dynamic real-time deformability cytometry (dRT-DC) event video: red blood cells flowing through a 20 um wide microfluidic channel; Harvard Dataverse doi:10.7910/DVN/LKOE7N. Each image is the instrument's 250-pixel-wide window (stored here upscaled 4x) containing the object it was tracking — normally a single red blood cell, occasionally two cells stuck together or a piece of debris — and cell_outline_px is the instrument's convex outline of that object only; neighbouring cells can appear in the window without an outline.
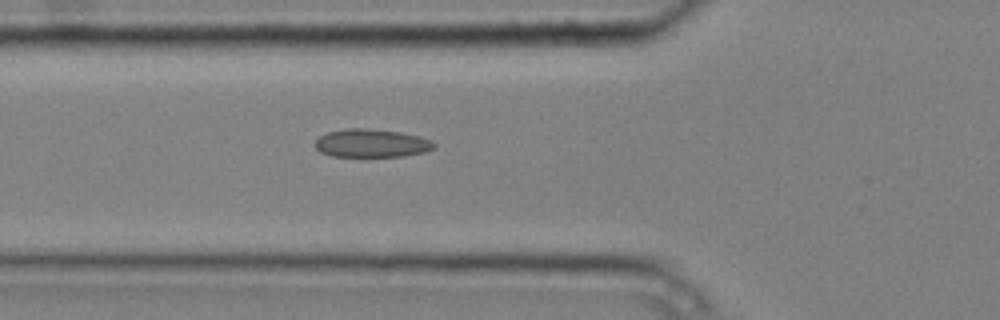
{"species": "common noctule bat (a hibernating species)", "species_latin": "Nyctalus noctula", "temperature_condition": "cold", "stored_images_in_passage": 5, "camera_frame_rate_fps": 3000, "um_per_image_px": 0.085, "animal": {"sex": "male", "body_mass_g": 20.4}, "frame": {"image": 1, "passage_image": 5, "time_ms": 1.333, "image_size_px": [1000, 320], "cell_outline_px": [[436, 148], [424, 152], [404, 156], [332, 156], [320, 152], [316, 148], [316, 140], [320, 136], [328, 132], [348, 128], [368, 128], [400, 132], [420, 136], [432, 140], [436, 144]], "centroid_in_image_um": [31.62, 12.17], "position_along_channel_um": 94.2, "area_um2": 19.59}}